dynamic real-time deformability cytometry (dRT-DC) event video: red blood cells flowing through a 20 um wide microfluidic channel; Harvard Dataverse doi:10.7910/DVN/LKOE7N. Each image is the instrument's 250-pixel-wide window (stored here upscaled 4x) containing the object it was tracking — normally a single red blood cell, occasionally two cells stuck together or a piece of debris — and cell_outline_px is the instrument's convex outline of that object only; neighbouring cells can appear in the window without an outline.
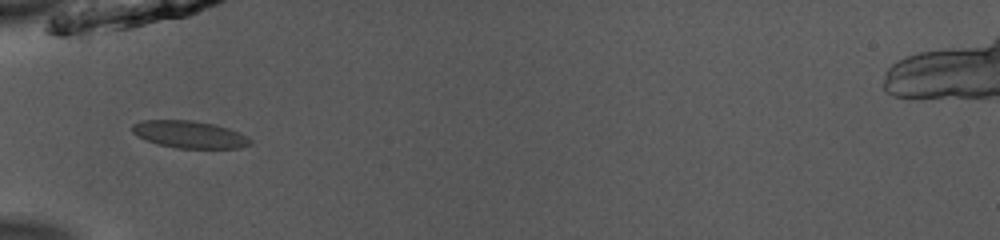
{"species": "common noctule bat (a hibernating species)", "species_latin": "Nyctalus noctula", "temperature_condition": "room temperature", "stored_images_in_passage": 34, "camera_frame_rate_fps": 3000, "um_per_image_px": 0.085, "animal": {"sex": "male", "body_mass_g": 13.0, "forearm_length_mm": 53.1}, "frame": {"image": 1, "passage_image": 1, "time_ms": 0.0, "image_size_px": [1000, 240], "cell_outline_px": [[252, 144], [240, 148], [176, 148], [160, 144], [148, 140], [132, 132], [132, 124], [144, 120], [192, 120], [212, 124], [228, 128], [248, 136], [252, 140]], "centroid_in_image_um": [16.15, 11.43], "position_along_channel_um": 68.8, "area_um2": 18.55}}
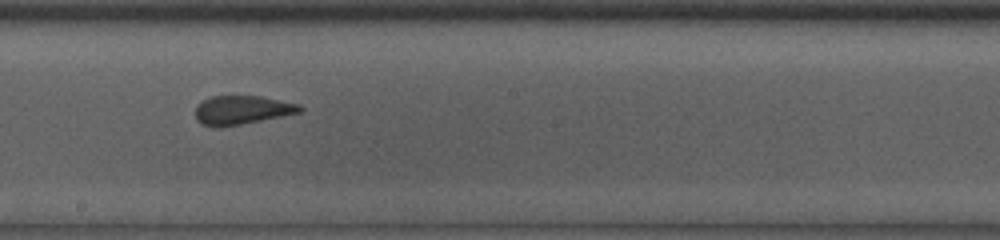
{"frame": {"image": 2, "passage_image": 13, "time_ms": 4.0, "image_size_px": [1000, 240], "cell_outline_px": [[304, 108], [300, 112], [220, 128], [216, 128], [200, 124], [196, 120], [196, 108], [204, 100], [212, 96], [260, 96], [300, 104]], "centroid_in_image_um": [20.54, 9.36], "position_along_channel_um": 227.7, "area_um2": 17.4}}
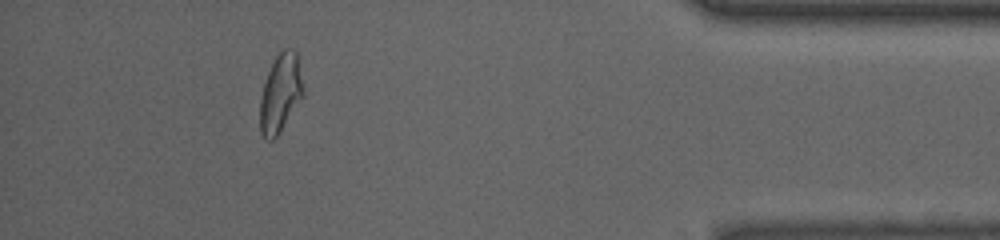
{"frame": {"image": 3, "passage_image": 30, "time_ms": 9.667, "image_size_px": [1000, 240], "cell_outline_px": [[304, 96], [280, 132], [272, 140], [264, 140], [260, 132], [260, 100], [264, 84], [268, 72], [280, 48], [284, 48], [296, 52], [304, 92]], "centroid_in_image_um": [23.83, 7.96], "position_along_channel_um": 411.4, "area_um2": 19.65}, "authors_computed_cell_mechanics": {"area_um2": 18.2648, "velocity_mm_per_s": 3.9653, "shape_relaxation_time_tau1_ms": null, "shape_relaxation_time_tau2_ms": 0.7306, "deformation_change_tau1": null, "deformation_change_tau2": 0.0542}}